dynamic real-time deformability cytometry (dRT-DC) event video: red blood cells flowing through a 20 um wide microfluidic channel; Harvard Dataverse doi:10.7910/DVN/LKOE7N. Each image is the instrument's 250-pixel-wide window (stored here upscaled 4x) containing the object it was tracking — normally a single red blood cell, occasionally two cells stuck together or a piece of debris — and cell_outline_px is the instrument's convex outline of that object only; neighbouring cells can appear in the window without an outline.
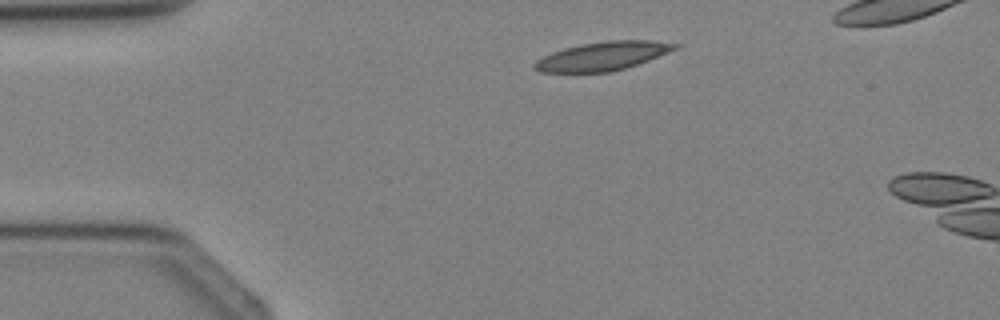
{"species": "Egyptian fruit bat (a non-hibernating species)", "species_latin": "Rousettus aegyptiacus", "temperature_condition": "cold", "stored_images_in_passage": 3, "camera_frame_rate_fps": 3000, "um_per_image_px": 0.085, "animal": {"sex": "female"}, "frame": {"image": 1, "passage_image": 3, "time_ms": 2.333, "image_size_px": [1000, 320], "cell_outline_px": [[680, 48], [648, 60], [624, 68], [608, 72], [540, 72], [532, 68], [532, 64], [536, 60], [552, 52], [564, 48], [580, 44], [608, 40], [652, 40], [680, 44]], "centroid_in_image_um": [51.22, 4.76], "position_along_channel_um": 33.8, "area_um2": 23.47}}